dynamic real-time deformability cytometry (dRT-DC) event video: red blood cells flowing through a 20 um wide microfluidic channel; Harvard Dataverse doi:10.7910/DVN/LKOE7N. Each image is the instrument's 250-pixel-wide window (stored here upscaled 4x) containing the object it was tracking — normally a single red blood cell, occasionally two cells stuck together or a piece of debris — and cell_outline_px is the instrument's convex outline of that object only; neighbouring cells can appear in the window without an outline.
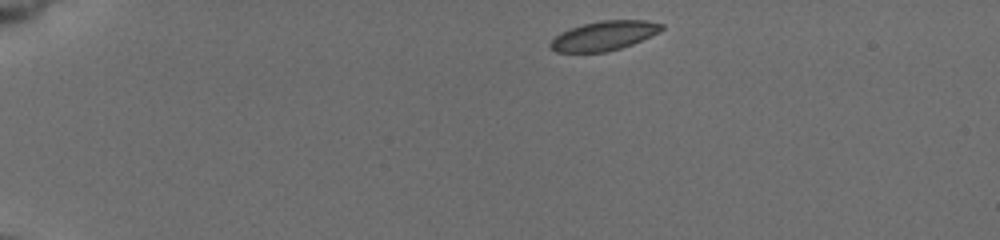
{"species": "common noctule bat (a hibernating species)", "species_latin": "Nyctalus noctula", "temperature_condition": "cold", "stored_images_in_passage": 45, "camera_frame_rate_fps": 3000, "um_per_image_px": 0.085, "animal": {"sex": "female", "body_mass_g": 19.5, "forearm_length_mm": 54.1}, "frame": {"image": 1, "passage_image": 1, "time_ms": 0.0, "image_size_px": [1000, 240], "cell_outline_px": [[664, 28], [648, 36], [628, 44], [616, 48], [600, 52], [560, 52], [552, 48], [552, 40], [564, 32], [588, 24], [612, 20], [636, 20], [660, 24]], "centroid_in_image_um": [51.33, 3.05], "position_along_channel_um": 33.7, "area_um2": 17.34}}
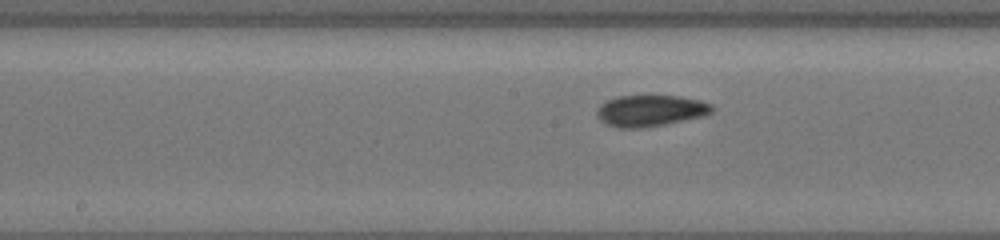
{"frame": {"image": 2, "passage_image": 20, "time_ms": 6.333, "image_size_px": [1000, 240], "cell_outline_px": [[712, 108], [708, 112], [692, 116], [652, 124], [612, 124], [600, 116], [600, 108], [604, 104], [612, 100], [628, 96], [668, 96], [692, 100], [708, 104]], "centroid_in_image_um": [55.29, 9.32], "position_along_channel_um": 192.9, "area_um2": 17.4}}
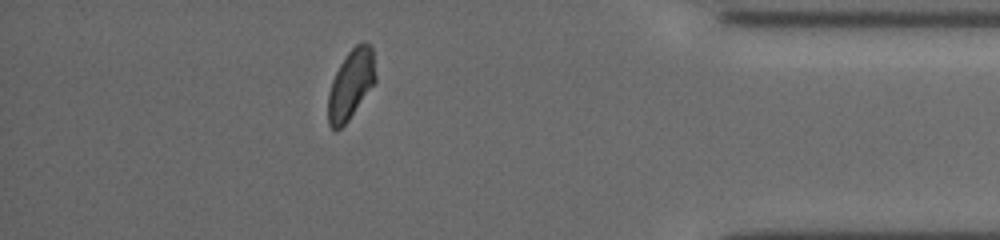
{"frame": {"image": 3, "passage_image": 39, "time_ms": 12.667, "image_size_px": [1000, 240], "cell_outline_px": [[372, 84], [344, 124], [340, 128], [332, 128], [328, 120], [328, 96], [336, 72], [352, 48], [356, 44], [368, 44], [372, 52]], "centroid_in_image_um": [29.75, 7.2], "position_along_channel_um": 405.5, "area_um2": 17.34}, "authors_computed_cell_mechanics": {"area_um2": 17.34, "velocity_mm_per_s": 3.8123, "shape_relaxation_time_tau1_ms": null, "shape_relaxation_time_tau2_ms": 2.9551, "deformation_change_tau1": null, "deformation_change_tau2": 0.0667}}